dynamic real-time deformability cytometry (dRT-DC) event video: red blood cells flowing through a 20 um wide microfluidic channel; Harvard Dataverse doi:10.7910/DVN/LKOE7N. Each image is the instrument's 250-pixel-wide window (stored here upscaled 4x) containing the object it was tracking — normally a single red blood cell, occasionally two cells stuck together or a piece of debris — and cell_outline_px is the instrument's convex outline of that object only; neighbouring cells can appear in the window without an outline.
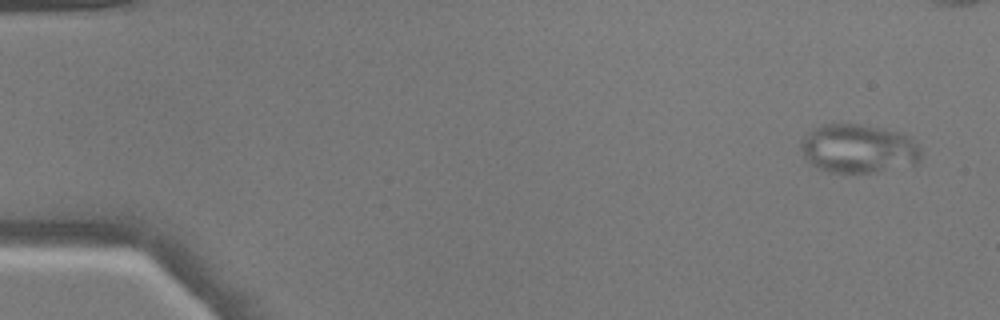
{"species": "common noctule bat (a hibernating species)", "species_latin": "Nyctalus noctula", "temperature_condition": "warm", "stored_images_in_passage": 49, "camera_frame_rate_fps": 3000, "um_per_image_px": 0.085, "animal": {"sex": "male", "body_mass_g": 17.9}, "frame": {"image": 1, "passage_image": 1, "time_ms": 0.0, "image_size_px": [1000, 320], "cell_outline_px": [[920, 164], [868, 172], [828, 172], [816, 168], [804, 156], [800, 148], [800, 140], [812, 128], [824, 124], [856, 124], [884, 128], [904, 132], [920, 148]], "centroid_in_image_um": [72.95, 12.62], "position_along_channel_um": 12.0, "area_um2": 34.33}}
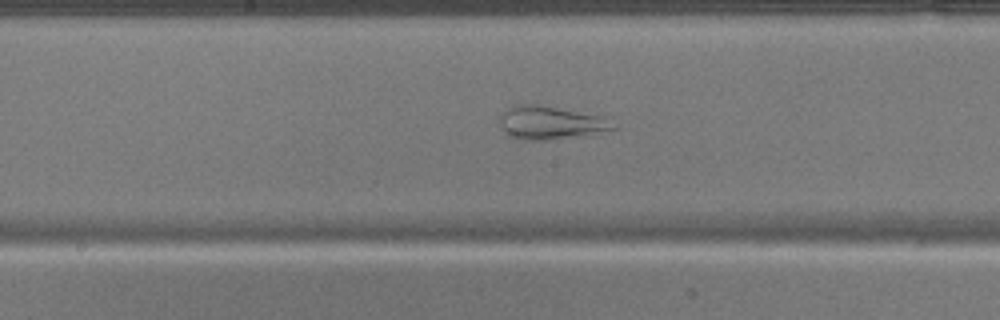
{"frame": {"image": 2, "passage_image": 25, "time_ms": 8.0, "image_size_px": [1000, 320], "cell_outline_px": [[616, 128], [608, 132], [584, 136], [544, 140], [524, 140], [512, 136], [504, 132], [500, 128], [500, 116], [508, 108], [516, 104], [540, 104], [604, 116], [616, 124]], "centroid_in_image_um": [46.86, 10.43], "position_along_channel_um": 201.3, "area_um2": 22.43}}
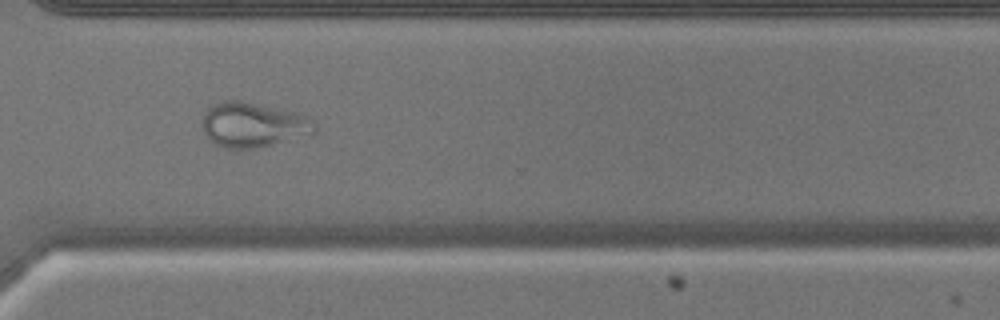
{"frame": {"image": 3, "passage_image": 36, "time_ms": 11.667, "image_size_px": [1000, 320], "cell_outline_px": [[316, 132], [272, 144], [256, 148], [220, 148], [212, 144], [208, 140], [200, 124], [204, 112], [208, 104], [220, 100], [240, 100], [296, 112], [312, 120], [316, 124]], "centroid_in_image_um": [21.4, 10.59], "position_along_channel_um": 349.2, "area_um2": 29.77}}